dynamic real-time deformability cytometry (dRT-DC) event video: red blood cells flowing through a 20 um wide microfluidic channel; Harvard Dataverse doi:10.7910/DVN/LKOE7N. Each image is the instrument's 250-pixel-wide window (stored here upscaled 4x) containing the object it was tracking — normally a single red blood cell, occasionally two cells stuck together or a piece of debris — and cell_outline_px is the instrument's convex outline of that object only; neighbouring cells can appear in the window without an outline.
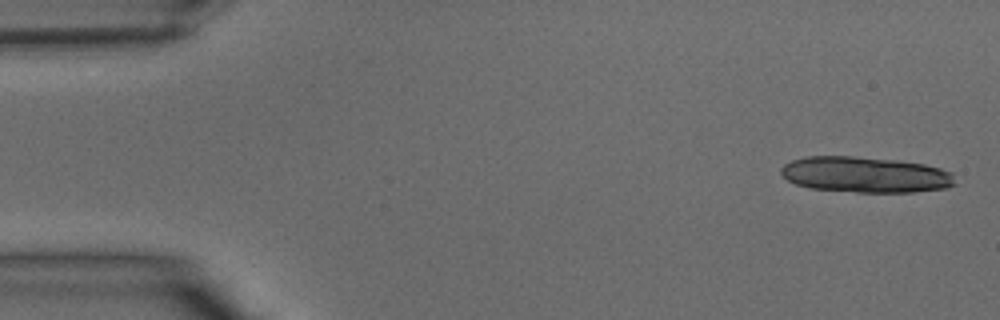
{"species": "common noctule bat (a hibernating species)", "species_latin": "Nyctalus noctula", "temperature_condition": "warm", "stored_images_in_passage": 35, "camera_frame_rate_fps": 3000, "um_per_image_px": 0.085, "animal": {"sex": "male", "body_mass_g": 15.6}, "frame": {"image": 1, "passage_image": 1, "time_ms": 0.0, "image_size_px": [1000, 320], "cell_outline_px": [[956, 184], [948, 188], [912, 192], [856, 192], [808, 188], [796, 184], [788, 180], [780, 172], [780, 168], [784, 164], [792, 160], [808, 156], [852, 156], [896, 160], [924, 164], [940, 168], [952, 172]], "centroid_in_image_um": [73.56, 14.85], "position_along_channel_um": 11.4, "area_um2": 36.47}}
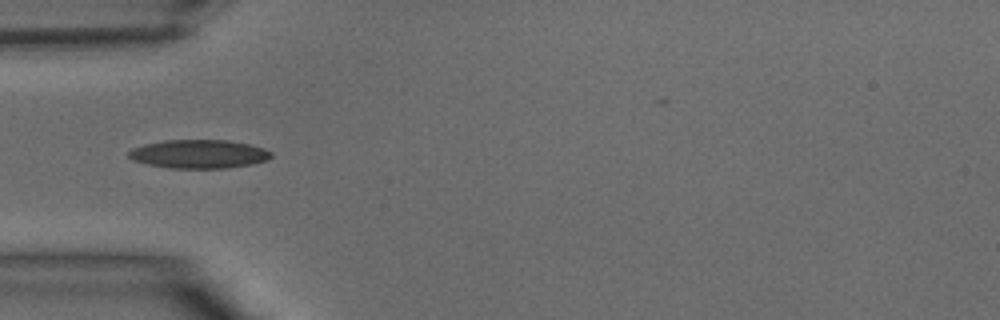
{"frame": {"image": 2, "passage_image": 12, "time_ms": 3.667, "image_size_px": [1000, 320], "cell_outline_px": [[272, 156], [268, 160], [252, 164], [224, 168], [168, 168], [148, 164], [132, 160], [128, 156], [128, 152], [132, 148], [144, 144], [164, 140], [228, 140], [248, 144], [264, 148], [272, 152]], "centroid_in_image_um": [16.9, 13.09], "position_along_channel_um": 68.1, "area_um2": 23.81}}
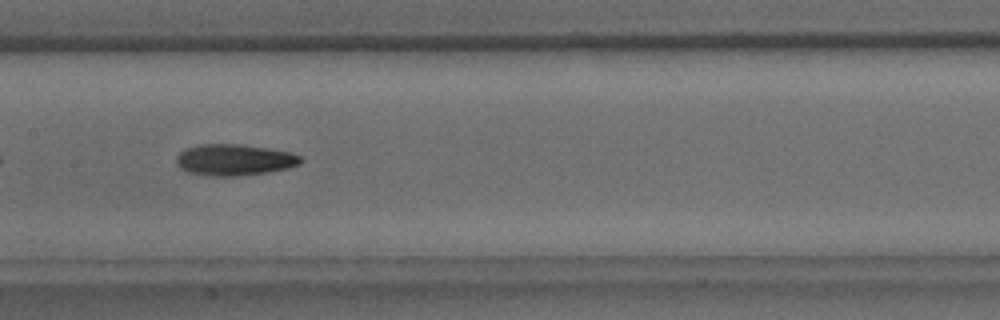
{"frame": {"image": 3, "passage_image": 19, "time_ms": 6.0, "image_size_px": [1000, 320], "cell_outline_px": [[304, 160], [300, 164], [288, 168], [268, 172], [236, 176], [212, 176], [188, 172], [180, 168], [176, 164], [176, 156], [180, 152], [188, 148], [200, 144], [240, 144], [268, 148], [292, 152], [300, 156]], "centroid_in_image_um": [19.94, 13.58], "position_along_channel_um": 187.5, "area_um2": 22.77}}